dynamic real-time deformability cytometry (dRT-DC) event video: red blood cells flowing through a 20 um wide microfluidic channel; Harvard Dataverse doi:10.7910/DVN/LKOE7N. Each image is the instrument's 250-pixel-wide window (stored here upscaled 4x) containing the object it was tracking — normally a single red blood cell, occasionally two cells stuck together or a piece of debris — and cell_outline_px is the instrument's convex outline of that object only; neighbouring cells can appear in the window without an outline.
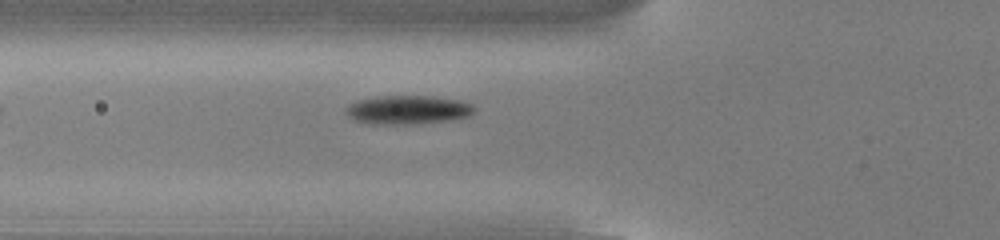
{"species": "common noctule bat (a hibernating species)", "species_latin": "Nyctalus noctula", "temperature_condition": "cold", "stored_images_in_passage": 15, "camera_frame_rate_fps": 3000, "um_per_image_px": 0.085, "animal": {"sex": "male", "body_mass_g": 13.0, "forearm_length_mm": 53.1}, "frame": {"image": 1, "passage_image": 2, "time_ms": 0.333, "image_size_px": [1000, 240], "cell_outline_px": [[476, 108], [468, 116], [448, 120], [420, 124], [368, 124], [356, 120], [348, 116], [344, 112], [344, 108], [348, 104], [356, 100], [380, 96], [428, 96], [456, 100], [472, 104]], "centroid_in_image_um": [34.59, 9.34], "position_along_channel_um": 91.2, "area_um2": 21.56}}
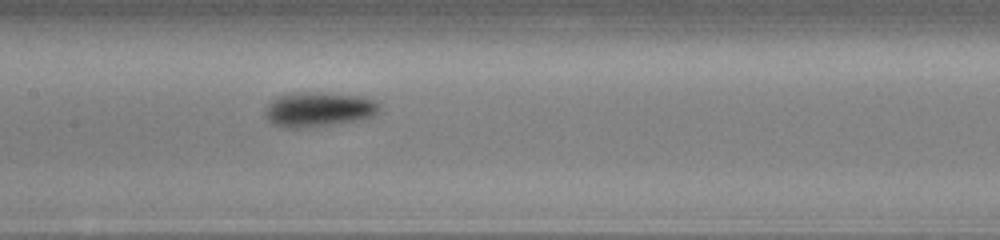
{"frame": {"image": 2, "passage_image": 9, "time_ms": 2.667, "image_size_px": [1000, 240], "cell_outline_px": [[380, 108], [372, 116], [360, 120], [336, 124], [304, 128], [284, 128], [272, 124], [268, 120], [264, 112], [268, 104], [276, 96], [292, 92], [320, 92], [364, 96], [380, 104]], "centroid_in_image_um": [27.05, 9.3], "position_along_channel_um": 180.3, "area_um2": 23.47}}
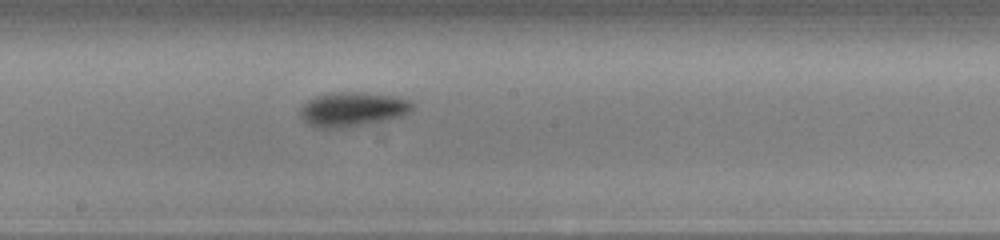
{"frame": {"image": 3, "passage_image": 12, "time_ms": 3.667, "image_size_px": [1000, 240], "cell_outline_px": [[412, 108], [408, 112], [400, 116], [388, 120], [348, 128], [316, 128], [308, 124], [300, 116], [300, 108], [308, 100], [316, 96], [328, 92], [360, 92], [396, 96], [408, 100], [412, 104]], "centroid_in_image_um": [29.93, 9.3], "position_along_channel_um": 218.3, "area_um2": 22.66}}